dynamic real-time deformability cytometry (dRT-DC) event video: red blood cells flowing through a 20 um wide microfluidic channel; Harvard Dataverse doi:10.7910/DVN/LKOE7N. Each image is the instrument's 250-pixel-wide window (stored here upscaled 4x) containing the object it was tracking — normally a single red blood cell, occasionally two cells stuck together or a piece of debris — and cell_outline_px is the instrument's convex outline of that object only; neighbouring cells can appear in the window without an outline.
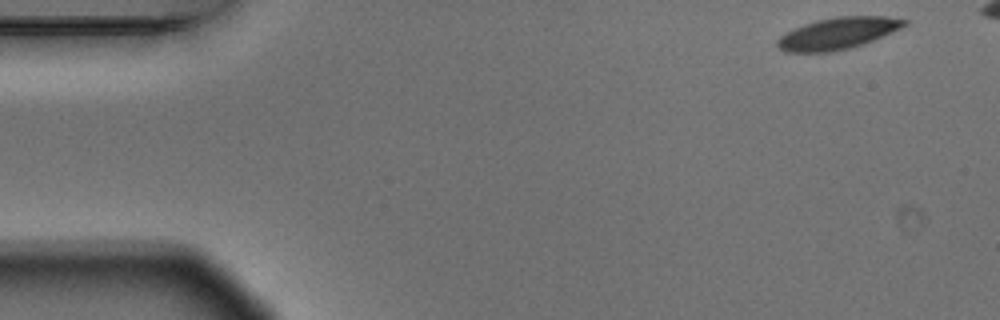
{"species": "Egyptian fruit bat (a non-hibernating species)", "species_latin": "Rousettus aegyptiacus", "temperature_condition": "warm", "stored_images_in_passage": 5, "segment_of_instrument_passage": [2, 2], "camera_frame_rate_fps": 3000, "um_per_image_px": 0.085, "animal": {"sex": "male"}, "frame": {"image": 1, "passage_image": 5, "time_ms": 1.333, "image_size_px": [1000, 320], "cell_outline_px": [[908, 24], [892, 32], [864, 44], [832, 52], [784, 52], [776, 44], [776, 40], [780, 36], [804, 24], [816, 20], [836, 16], [884, 16], [908, 20]], "centroid_in_image_um": [71.22, 2.83], "position_along_channel_um": 13.8, "area_um2": 23.35}}